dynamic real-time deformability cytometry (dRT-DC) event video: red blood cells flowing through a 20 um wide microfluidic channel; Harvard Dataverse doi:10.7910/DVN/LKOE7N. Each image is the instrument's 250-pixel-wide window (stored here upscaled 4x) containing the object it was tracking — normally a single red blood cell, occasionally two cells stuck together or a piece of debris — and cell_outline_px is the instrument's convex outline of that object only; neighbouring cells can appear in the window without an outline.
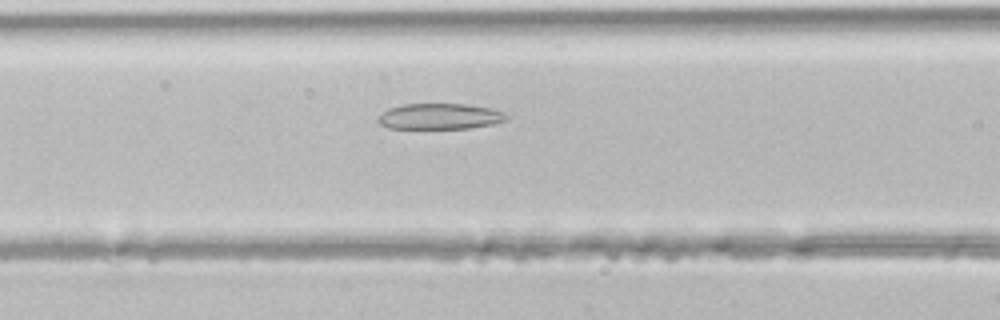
{"species": "common noctule bat (a hibernating species)", "species_latin": "Nyctalus noctula", "temperature_condition": "room temperature", "stored_images_in_passage": 27, "camera_frame_rate_fps": 3000, "um_per_image_px": 0.085, "animal": {"sex": "male", "body_mass_g": 21.5, "forearm_length_mm": 52.0}, "frame": {"image": 1, "passage_image": 5, "time_ms": 1.333, "image_size_px": [1000, 320], "cell_outline_px": [[508, 120], [492, 124], [468, 128], [388, 128], [380, 124], [376, 120], [388, 108], [404, 104], [468, 104], [488, 108], [504, 112], [508, 116]], "centroid_in_image_um": [37.39, 9.89], "position_along_channel_um": 129.2, "area_um2": 19.19}}
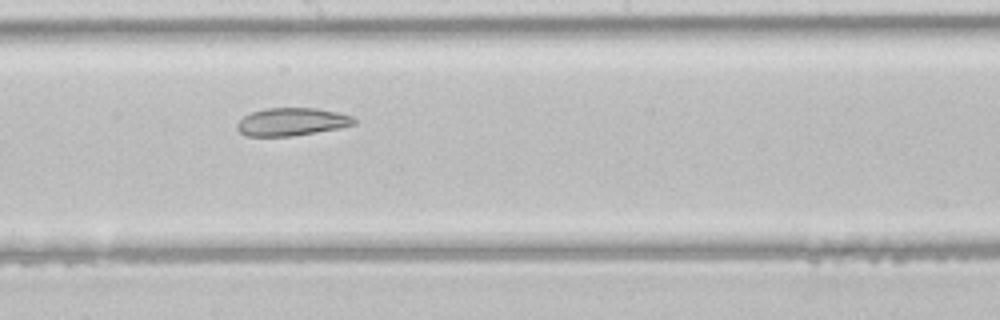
{"frame": {"image": 2, "passage_image": 11, "time_ms": 3.333, "image_size_px": [1000, 320], "cell_outline_px": [[356, 124], [340, 128], [292, 136], [248, 136], [240, 132], [236, 128], [236, 124], [244, 116], [252, 112], [268, 108], [316, 108], [336, 112], [352, 116], [356, 120]], "centroid_in_image_um": [24.81, 10.35], "position_along_channel_um": 223.4, "area_um2": 18.9}}
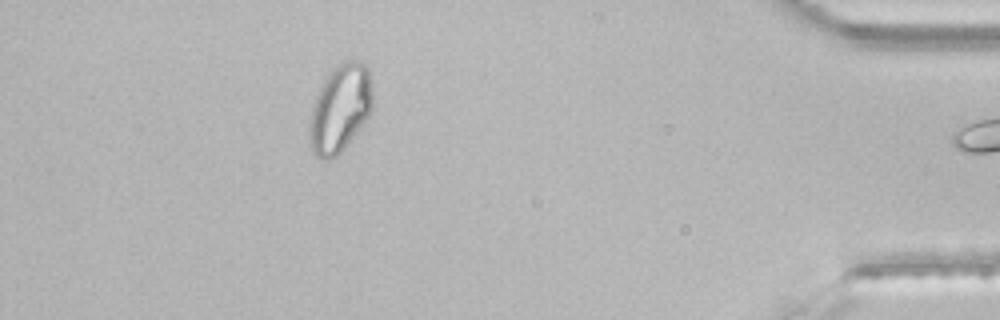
{"frame": {"image": 3, "passage_image": 26, "time_ms": 8.333, "image_size_px": [1000, 320], "cell_outline_px": [[372, 108], [368, 116], [344, 148], [336, 156], [328, 160], [324, 160], [316, 156], [312, 152], [308, 140], [308, 132], [312, 108], [316, 96], [324, 80], [332, 68], [348, 60], [360, 60], [368, 64], [372, 88]], "centroid_in_image_um": [28.9, 9.21], "position_along_channel_um": 406.3, "area_um2": 32.31}}